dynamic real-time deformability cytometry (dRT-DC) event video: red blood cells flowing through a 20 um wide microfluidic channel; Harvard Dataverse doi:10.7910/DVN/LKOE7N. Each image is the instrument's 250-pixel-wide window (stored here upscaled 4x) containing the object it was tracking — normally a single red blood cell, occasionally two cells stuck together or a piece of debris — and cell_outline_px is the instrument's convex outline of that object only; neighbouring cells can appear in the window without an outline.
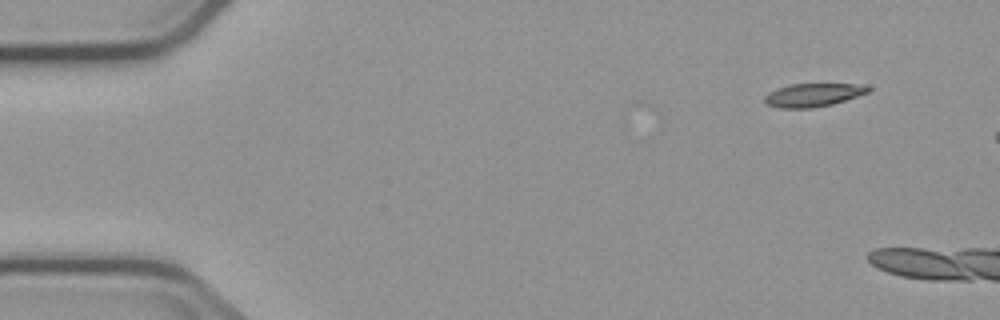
{"species": "common noctule bat (a hibernating species)", "species_latin": "Nyctalus noctula", "temperature_condition": "cold", "stored_images_in_passage": 2, "camera_frame_rate_fps": 3000, "um_per_image_px": 0.085, "animal": {"sex": "male", "body_mass_g": 23.1, "forearm_length_mm": 52.7}, "frame": {"image": 1, "passage_image": 1, "time_ms": 0.0, "image_size_px": [1000, 320], "cell_outline_px": [[872, 88], [868, 92], [832, 104], [812, 108], [780, 108], [768, 104], [764, 100], [764, 96], [768, 92], [776, 88], [788, 84], [856, 84]], "centroid_in_image_um": [69.05, 8.07], "position_along_channel_um": 15.9, "area_um2": 13.93}}